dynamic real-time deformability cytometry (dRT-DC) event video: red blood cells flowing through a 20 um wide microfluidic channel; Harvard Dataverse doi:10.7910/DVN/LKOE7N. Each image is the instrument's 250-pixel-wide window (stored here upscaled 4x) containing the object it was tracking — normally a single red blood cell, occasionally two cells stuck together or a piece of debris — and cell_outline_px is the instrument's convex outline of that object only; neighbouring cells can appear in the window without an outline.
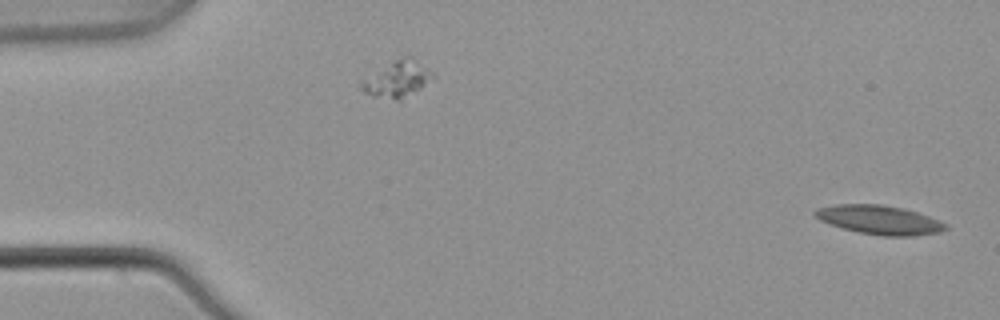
{"species": "common noctule bat (a hibernating species)", "species_latin": "Nyctalus noctula", "temperature_condition": "warm", "stored_images_in_passage": 5, "camera_frame_rate_fps": 3000, "um_per_image_px": 0.085, "animal": {"sex": "male", "body_mass_g": 21.5, "forearm_length_mm": 52.0}, "frame": {"image": 1, "passage_image": 1, "time_ms": 0.0, "image_size_px": [1000, 320], "cell_outline_px": [[948, 228], [940, 232], [916, 236], [880, 236], [860, 232], [844, 228], [820, 220], [812, 212], [816, 208], [836, 204], [880, 204], [904, 208], [928, 216], [948, 224]], "centroid_in_image_um": [74.78, 18.68], "position_along_channel_um": 10.2, "area_um2": 22.02}}
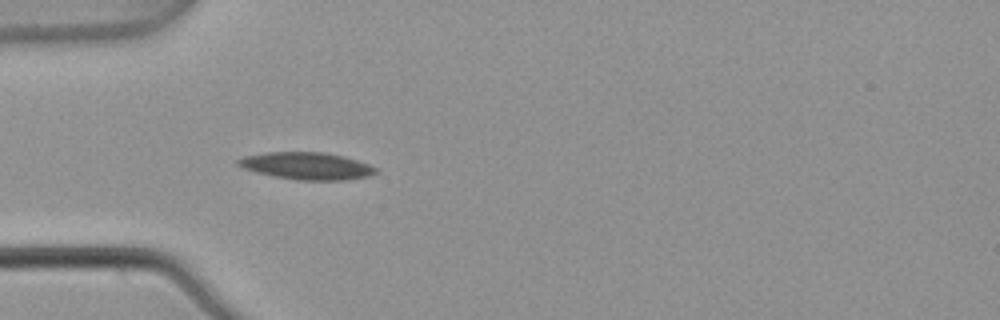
{"frame": {"image": 2, "passage_image": 5, "time_ms": 1.333, "image_size_px": [1000, 320], "cell_outline_px": [[380, 172], [368, 176], [344, 180], [296, 180], [256, 172], [244, 168], [236, 164], [236, 160], [244, 156], [268, 152], [324, 152], [344, 156], [368, 164], [376, 168]], "centroid_in_image_um": [26.08, 14.1], "position_along_channel_um": 58.9, "area_um2": 21.73}}